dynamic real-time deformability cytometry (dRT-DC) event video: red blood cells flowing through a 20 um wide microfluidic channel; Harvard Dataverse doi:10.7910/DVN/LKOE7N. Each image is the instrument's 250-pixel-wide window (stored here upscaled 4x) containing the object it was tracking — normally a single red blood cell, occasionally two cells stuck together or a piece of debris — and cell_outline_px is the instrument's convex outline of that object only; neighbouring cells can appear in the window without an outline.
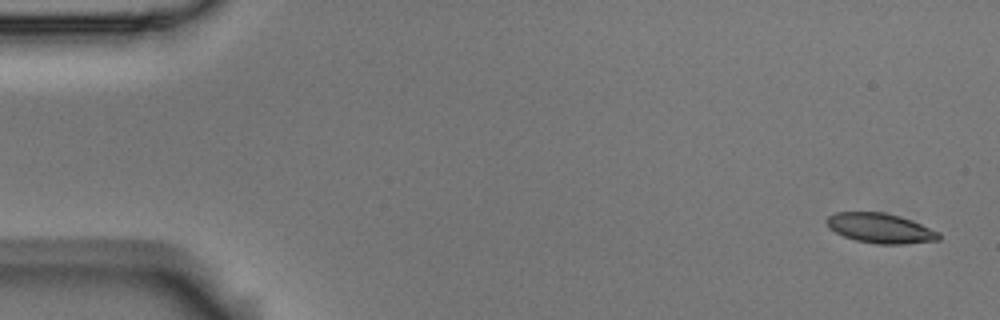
{"species": "Egyptian fruit bat (a non-hibernating species)", "species_latin": "Rousettus aegyptiacus", "temperature_condition": "room temperature", "stored_images_in_passage": 5, "segment_of_instrument_passage": [2, 2], "camera_frame_rate_fps": 3000, "um_per_image_px": 0.085, "animal": {"sex": "male"}, "frame": {"image": 1, "passage_image": 5, "time_ms": 1.333, "image_size_px": [1000, 320], "cell_outline_px": [[940, 240], [904, 244], [876, 244], [856, 240], [844, 236], [828, 228], [824, 220], [828, 216], [836, 212], [884, 212], [900, 216], [912, 220], [940, 232]], "centroid_in_image_um": [74.82, 19.39], "position_along_channel_um": 10.2, "area_um2": 19.65}}